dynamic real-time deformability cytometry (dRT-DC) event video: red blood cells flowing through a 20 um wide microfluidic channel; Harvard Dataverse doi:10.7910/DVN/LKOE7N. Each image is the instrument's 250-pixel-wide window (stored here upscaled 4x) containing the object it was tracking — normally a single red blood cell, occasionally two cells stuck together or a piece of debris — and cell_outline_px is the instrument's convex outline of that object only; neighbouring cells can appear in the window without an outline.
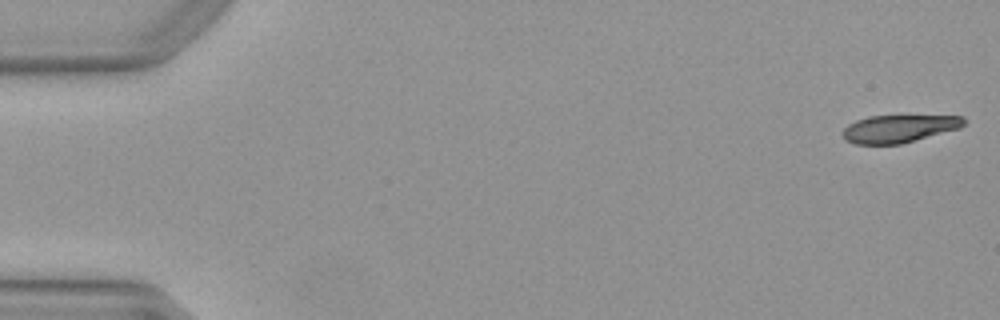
{"species": "Egyptian fruit bat (a non-hibernating species)", "species_latin": "Rousettus aegyptiacus", "temperature_condition": "warm", "stored_images_in_passage": 8, "camera_frame_rate_fps": 3000, "um_per_image_px": 0.085, "animal": {"sex": "female"}, "frame": {"image": 1, "passage_image": 1, "time_ms": 0.0, "image_size_px": [1000, 320], "cell_outline_px": [[964, 124], [960, 128], [900, 144], [856, 144], [844, 140], [840, 132], [848, 124], [856, 120], [868, 116], [964, 116]], "centroid_in_image_um": [76.35, 10.94], "position_along_channel_um": 8.7, "area_um2": 19.48}}